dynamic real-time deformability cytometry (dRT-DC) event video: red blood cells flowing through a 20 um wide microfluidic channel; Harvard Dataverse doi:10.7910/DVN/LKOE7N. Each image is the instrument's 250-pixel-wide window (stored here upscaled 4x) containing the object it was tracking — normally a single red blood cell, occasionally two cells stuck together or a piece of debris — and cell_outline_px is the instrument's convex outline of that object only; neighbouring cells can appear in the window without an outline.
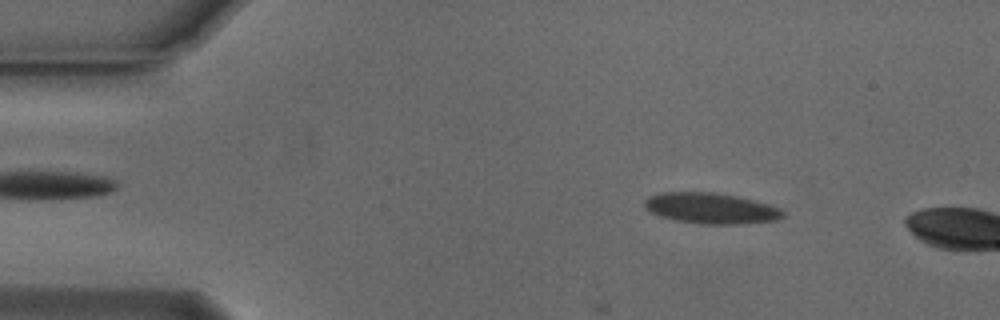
{"species": "Egyptian fruit bat (a non-hibernating species)", "species_latin": "Rousettus aegyptiacus", "temperature_condition": "cold", "stored_images_in_passage": 11, "camera_frame_rate_fps": 3000, "um_per_image_px": 0.085, "animal": {"sex": "male"}, "frame": {"image": 1, "passage_image": 7, "time_ms": 2.0, "image_size_px": [1000, 320], "cell_outline_px": [[784, 216], [776, 220], [736, 224], [700, 224], [676, 220], [660, 216], [644, 208], [644, 200], [648, 196], [664, 192], [716, 192], [736, 196], [768, 204], [780, 208], [784, 212]], "centroid_in_image_um": [60.4, 17.7], "position_along_channel_um": 24.6, "area_um2": 24.74}}